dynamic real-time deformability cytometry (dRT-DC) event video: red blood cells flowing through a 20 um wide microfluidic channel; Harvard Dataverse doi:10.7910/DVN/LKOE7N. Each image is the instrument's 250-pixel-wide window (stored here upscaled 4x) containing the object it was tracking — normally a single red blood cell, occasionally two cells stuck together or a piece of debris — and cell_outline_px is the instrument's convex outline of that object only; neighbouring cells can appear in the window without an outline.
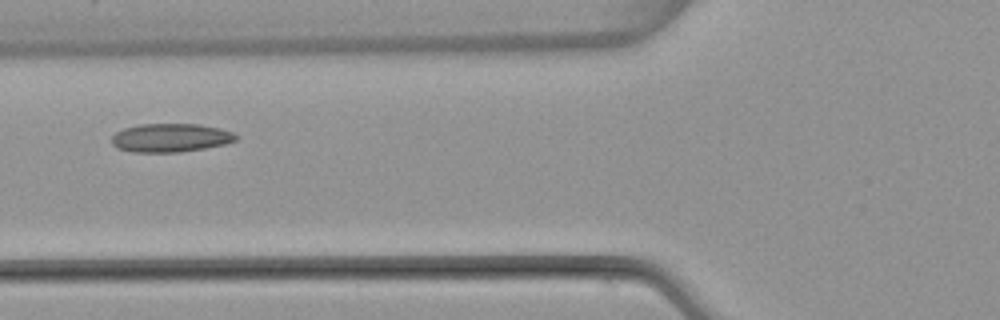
{"species": "common noctule bat (a hibernating species)", "species_latin": "Nyctalus noctula", "temperature_condition": "warm", "stored_images_in_passage": 5, "camera_frame_rate_fps": 3000, "um_per_image_px": 0.085, "animal": {"sex": "female", "body_mass_g": 22.7, "forearm_length_mm": 54.2}, "frame": {"image": 1, "passage_image": 5, "time_ms": 5.0, "image_size_px": [1000, 320], "cell_outline_px": [[236, 140], [224, 144], [204, 148], [180, 152], [132, 152], [116, 148], [112, 144], [112, 136], [116, 132], [124, 128], [140, 124], [200, 124], [220, 128], [232, 132], [236, 136]], "centroid_in_image_um": [14.46, 11.71], "position_along_channel_um": 111.3, "area_um2": 20.63}}